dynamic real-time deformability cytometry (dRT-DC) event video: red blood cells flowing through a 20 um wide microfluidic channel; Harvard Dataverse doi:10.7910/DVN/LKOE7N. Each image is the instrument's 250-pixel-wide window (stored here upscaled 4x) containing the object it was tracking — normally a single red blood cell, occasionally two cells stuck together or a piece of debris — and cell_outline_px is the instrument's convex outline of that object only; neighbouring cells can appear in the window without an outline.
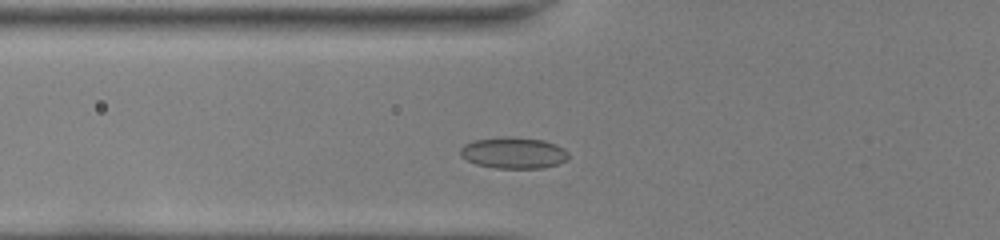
{"species": "common noctule bat (a hibernating species)", "species_latin": "Nyctalus noctula", "temperature_condition": "room temperature", "stored_images_in_passage": 37, "camera_frame_rate_fps": 3000, "um_per_image_px": 0.085, "animal": {"sex": "female", "body_mass_g": 22.0, "forearm_length_mm": 56.7}, "frame": {"image": 1, "passage_image": 6, "time_ms": 1.667, "image_size_px": [1000, 240], "cell_outline_px": [[568, 160], [544, 168], [496, 168], [476, 164], [460, 156], [460, 148], [464, 144], [476, 140], [500, 136], [512, 136], [544, 140], [556, 144], [564, 148], [568, 152]], "centroid_in_image_um": [43.66, 12.98], "position_along_channel_um": 82.1, "area_um2": 19.94}}
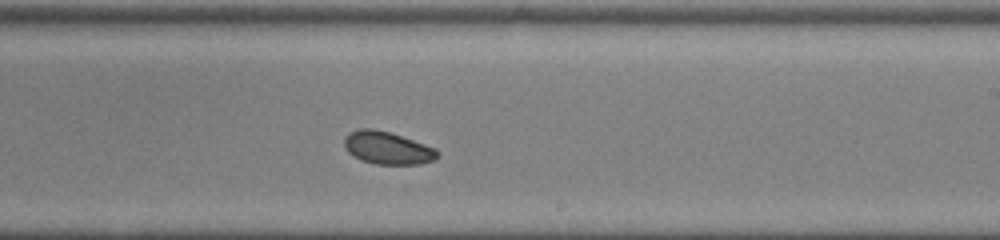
{"frame": {"image": 2, "passage_image": 19, "time_ms": 6.0, "image_size_px": [1000, 240], "cell_outline_px": [[440, 156], [436, 160], [420, 164], [376, 164], [360, 160], [348, 152], [344, 144], [344, 136], [348, 132], [360, 128], [372, 128], [388, 132], [436, 148], [440, 152]], "centroid_in_image_um": [32.94, 12.58], "position_along_channel_um": 256.1, "area_um2": 17.8}}
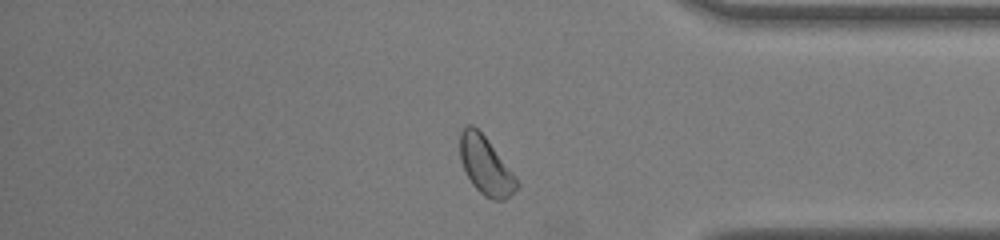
{"frame": {"image": 3, "passage_image": 30, "time_ms": 9.667, "image_size_px": [1000, 240], "cell_outline_px": [[520, 184], [504, 200], [492, 200], [484, 196], [472, 184], [460, 160], [460, 132], [468, 124], [472, 124], [484, 136], [516, 176]], "centroid_in_image_um": [41.27, 14.09], "position_along_channel_um": 393.9, "area_um2": 18.84}, "authors_computed_cell_mechanics": {"area_um2": 18.5538, "velocity_mm_per_s": 4.0164, "shape_relaxation_time_tau1_ms": 7.5694, "shape_relaxation_time_tau2_ms": 3.8, "deformation_change_tau1": 0.0861, "deformation_change_tau2": 0.0559}}